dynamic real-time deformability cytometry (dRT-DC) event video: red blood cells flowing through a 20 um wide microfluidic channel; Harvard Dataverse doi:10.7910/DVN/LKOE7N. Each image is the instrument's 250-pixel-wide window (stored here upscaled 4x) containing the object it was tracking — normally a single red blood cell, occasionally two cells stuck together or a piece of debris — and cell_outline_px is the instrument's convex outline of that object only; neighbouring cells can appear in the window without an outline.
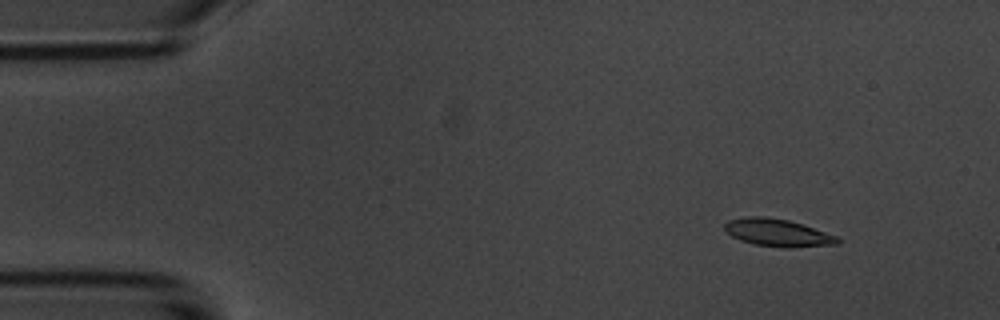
{"species": "common noctule bat (a hibernating species)", "species_latin": "Nyctalus noctula", "temperature_condition": "room temperature", "stored_images_in_passage": 4, "camera_frame_rate_fps": 3000, "um_per_image_px": 0.085, "animal": {"sex": "male", "body_mass_g": 20.1, "forearm_length_mm": 53.5}, "frame": {"image": 1, "passage_image": 1, "time_ms": 0.0, "image_size_px": [1000, 320], "cell_outline_px": [[840, 244], [788, 248], [756, 244], [740, 240], [732, 236], [724, 228], [724, 224], [728, 220], [744, 216], [768, 216], [788, 220], [836, 236], [840, 240]], "centroid_in_image_um": [66.07, 19.77], "position_along_channel_um": 18.9, "area_um2": 17.92}}
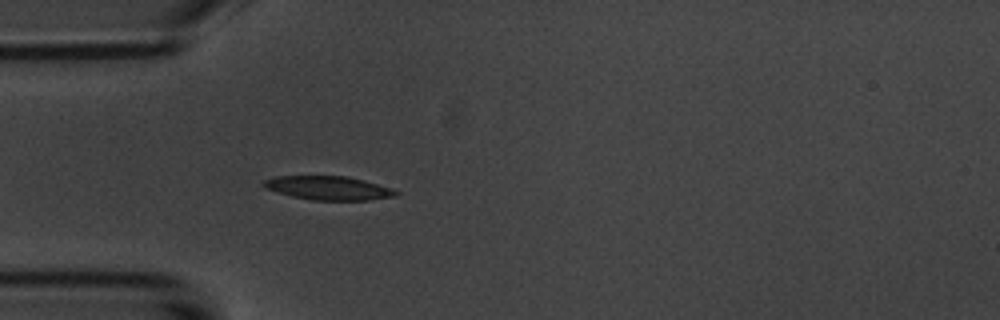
{"frame": {"image": 2, "passage_image": 4, "time_ms": 3.333, "image_size_px": [1000, 320], "cell_outline_px": [[400, 192], [396, 196], [368, 200], [312, 200], [292, 196], [264, 188], [260, 184], [264, 180], [276, 176], [348, 176], [364, 180]], "centroid_in_image_um": [27.87, 15.98], "position_along_channel_um": 57.1, "area_um2": 18.21}}